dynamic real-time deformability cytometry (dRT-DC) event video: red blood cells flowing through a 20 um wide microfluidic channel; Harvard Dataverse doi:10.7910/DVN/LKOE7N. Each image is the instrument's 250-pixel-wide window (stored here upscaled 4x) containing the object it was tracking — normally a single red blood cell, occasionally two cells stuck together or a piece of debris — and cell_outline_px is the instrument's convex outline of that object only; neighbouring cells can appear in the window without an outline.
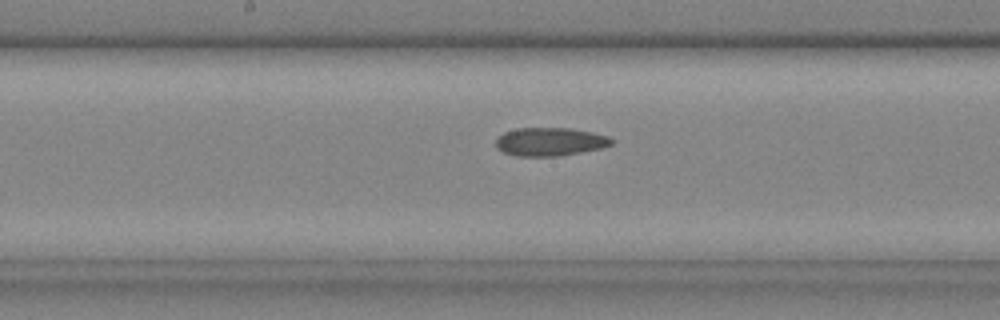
{"species": "common noctule bat (a hibernating species)", "species_latin": "Nyctalus noctula", "temperature_condition": "cold", "stored_images_in_passage": 35, "camera_frame_rate_fps": 3000, "um_per_image_px": 0.085, "animal": {"sex": "male", "body_mass_g": 20.4}, "frame": {"image": 1, "passage_image": 20, "time_ms": 6.333, "image_size_px": [1000, 320], "cell_outline_px": [[616, 140], [612, 144], [600, 148], [560, 156], [516, 156], [504, 152], [496, 148], [496, 140], [504, 132], [516, 128], [568, 128], [592, 132], [608, 136]], "centroid_in_image_um": [46.75, 12.04], "position_along_channel_um": 201.4, "area_um2": 19.07}}